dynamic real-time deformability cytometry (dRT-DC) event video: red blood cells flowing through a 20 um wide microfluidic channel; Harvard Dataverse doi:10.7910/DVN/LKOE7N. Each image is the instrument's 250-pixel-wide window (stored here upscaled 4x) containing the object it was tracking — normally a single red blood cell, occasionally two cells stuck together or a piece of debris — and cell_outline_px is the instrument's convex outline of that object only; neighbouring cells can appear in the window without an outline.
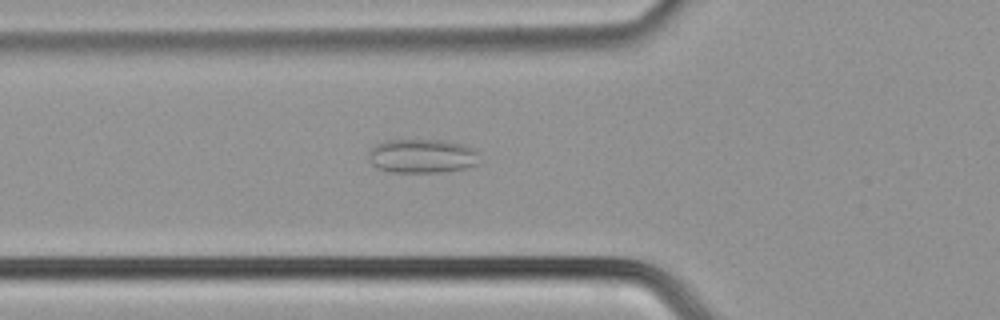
{"species": "common noctule bat (a hibernating species)", "species_latin": "Nyctalus noctula", "temperature_condition": "cold", "stored_images_in_passage": 44, "camera_frame_rate_fps": 3000, "um_per_image_px": 0.085, "animal": {"sex": "male", "body_mass_g": 21.5, "forearm_length_mm": 52.0}, "frame": {"image": 1, "passage_image": 12, "time_ms": 3.667, "image_size_px": [1000, 320], "cell_outline_px": [[476, 164], [464, 168], [444, 172], [388, 172], [376, 168], [368, 160], [368, 152], [376, 144], [384, 140], [444, 140], [464, 144], [472, 148], [476, 152]], "centroid_in_image_um": [35.8, 13.26], "position_along_channel_um": 90.0, "area_um2": 22.02}}
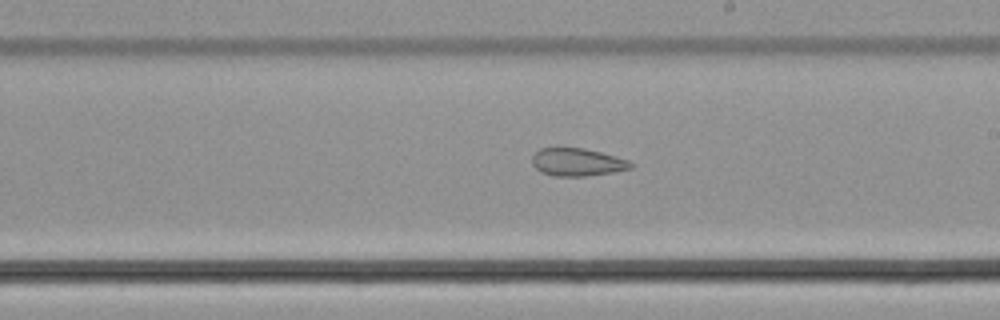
{"frame": {"image": 2, "passage_image": 23, "time_ms": 7.333, "image_size_px": [1000, 320], "cell_outline_px": [[636, 164], [632, 168], [612, 172], [584, 176], [552, 176], [540, 172], [532, 164], [532, 156], [540, 148], [584, 148], [600, 152], [628, 160]], "centroid_in_image_um": [49.06, 13.79], "position_along_channel_um": 239.9, "area_um2": 15.95}}
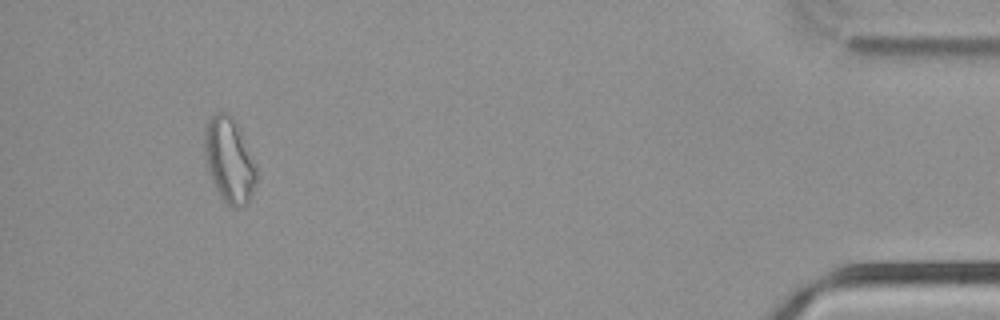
{"frame": {"image": 3, "passage_image": 41, "time_ms": 13.333, "image_size_px": [1000, 320], "cell_outline_px": [[256, 184], [248, 204], [232, 208], [224, 200], [216, 188], [208, 172], [204, 148], [204, 132], [208, 120], [216, 112], [228, 112], [236, 120], [256, 164]], "centroid_in_image_um": [19.5, 13.59], "position_along_channel_um": 415.7, "area_um2": 25.78}}